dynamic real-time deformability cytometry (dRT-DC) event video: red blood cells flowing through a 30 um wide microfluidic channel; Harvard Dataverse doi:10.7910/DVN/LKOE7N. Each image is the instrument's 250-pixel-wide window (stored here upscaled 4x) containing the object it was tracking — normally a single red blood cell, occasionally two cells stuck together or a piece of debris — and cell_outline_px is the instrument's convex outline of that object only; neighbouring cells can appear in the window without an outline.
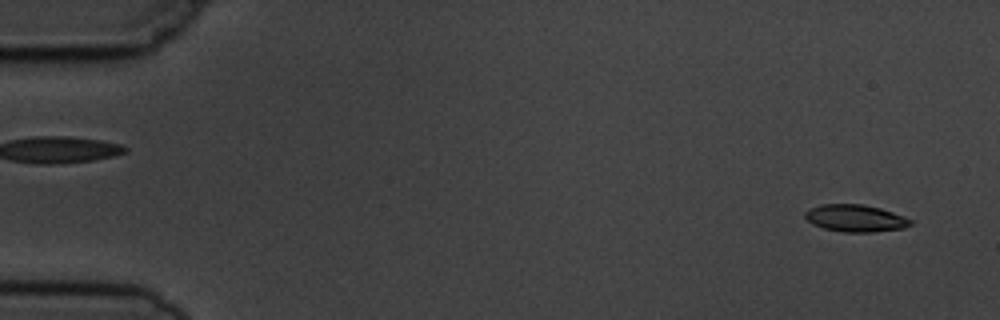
{"species": "common noctule bat (a hibernating species)", "species_latin": "Nyctalus noctula", "temperature_condition": "cold", "stored_images_in_passage": 6, "camera_frame_rate_fps": 3000, "um_per_image_px": 0.085, "animal": {"sex": "male", "body_mass_g": 19.5, "forearm_length_mm": 54.6}, "frame": {"image": 1, "passage_image": 1, "time_ms": 0.0, "image_size_px": [1000, 320], "cell_outline_px": [[912, 224], [904, 228], [872, 232], [840, 232], [824, 228], [812, 224], [804, 216], [804, 212], [808, 208], [820, 204], [860, 204], [880, 208], [904, 216], [912, 220]], "centroid_in_image_um": [72.68, 18.55], "position_along_channel_um": 12.3, "area_um2": 16.76}}
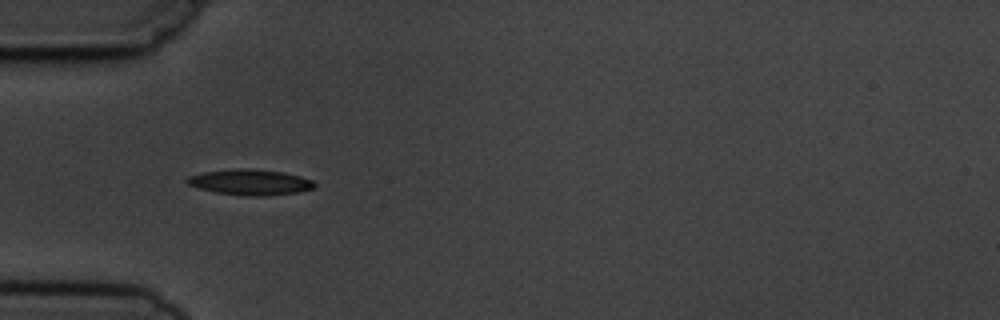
{"frame": {"image": 2, "passage_image": 5, "time_ms": 4.667, "image_size_px": [1000, 320], "cell_outline_px": [[316, 188], [300, 192], [268, 196], [248, 196], [216, 192], [200, 188], [188, 184], [184, 180], [188, 176], [204, 172], [236, 168], [248, 168], [284, 172], [300, 176], [312, 180], [316, 184]], "centroid_in_image_um": [21.31, 15.48], "position_along_channel_um": 63.7, "area_um2": 19.19}}
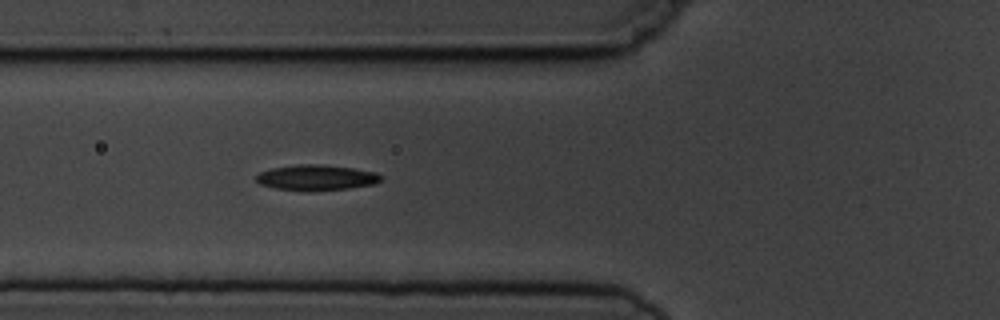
{"frame": {"image": 3, "passage_image": 6, "time_ms": 5.667, "image_size_px": [1000, 320], "cell_outline_px": [[380, 180], [376, 184], [348, 188], [308, 192], [276, 188], [260, 184], [256, 180], [256, 176], [260, 172], [272, 168], [300, 164], [324, 164], [352, 168], [376, 172], [380, 176]], "centroid_in_image_um": [26.88, 15.1], "position_along_channel_um": 98.9, "area_um2": 18.61}}